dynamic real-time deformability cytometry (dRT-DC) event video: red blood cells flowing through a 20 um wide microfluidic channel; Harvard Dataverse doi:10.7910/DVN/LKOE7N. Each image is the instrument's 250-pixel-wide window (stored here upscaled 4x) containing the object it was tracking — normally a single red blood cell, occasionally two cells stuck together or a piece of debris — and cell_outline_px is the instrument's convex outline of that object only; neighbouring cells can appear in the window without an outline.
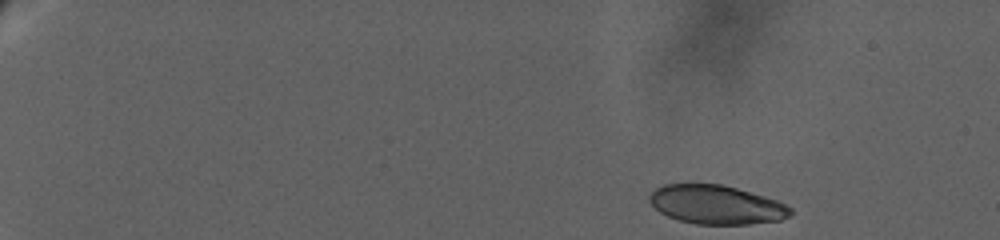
{"species": "human", "species_latin": "Homo sapiens", "temperature_condition": "warm", "stored_images_in_passage": 9, "camera_frame_rate_fps": 3000, "um_per_image_px": 0.085, "donor": {"sex": "female"}, "frame": {"image": 1, "passage_image": 1, "time_ms": 0.0, "image_size_px": [1000, 240], "cell_outline_px": [[792, 212], [788, 216], [780, 220], [748, 224], [696, 224], [680, 220], [668, 216], [660, 212], [648, 200], [648, 196], [656, 188], [664, 184], [720, 184], [736, 188], [764, 196], [776, 200], [792, 208]], "centroid_in_image_um": [60.87, 17.39], "position_along_channel_um": 24.1, "area_um2": 31.67}}
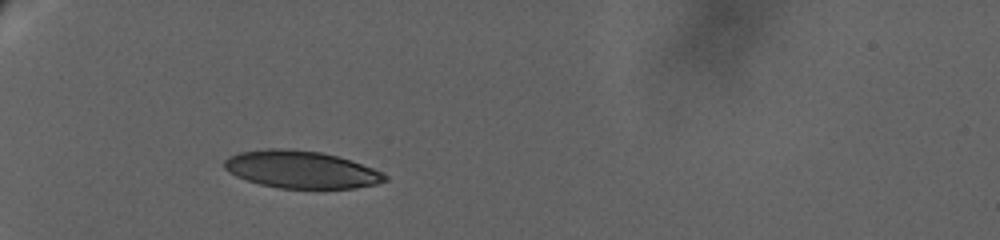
{"frame": {"image": 2, "passage_image": 7, "time_ms": 5.667, "image_size_px": [1000, 240], "cell_outline_px": [[388, 180], [376, 184], [356, 188], [280, 188], [260, 184], [236, 176], [228, 172], [224, 168], [224, 160], [228, 156], [240, 152], [268, 148], [280, 148], [320, 152], [336, 156], [384, 172], [388, 176]], "centroid_in_image_um": [25.58, 14.41], "position_along_channel_um": 59.4, "area_um2": 34.8}}
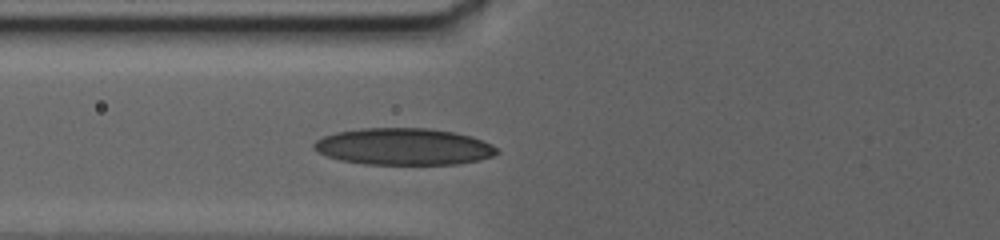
{"frame": {"image": 3, "passage_image": 9, "time_ms": 7.667, "image_size_px": [1000, 240], "cell_outline_px": [[500, 152], [492, 156], [480, 160], [456, 164], [364, 164], [340, 160], [316, 152], [312, 148], [312, 144], [316, 140], [324, 136], [336, 132], [360, 128], [428, 128], [456, 132], [472, 136], [492, 144]], "centroid_in_image_um": [34.3, 12.46], "position_along_channel_um": 91.5, "area_um2": 39.48}}